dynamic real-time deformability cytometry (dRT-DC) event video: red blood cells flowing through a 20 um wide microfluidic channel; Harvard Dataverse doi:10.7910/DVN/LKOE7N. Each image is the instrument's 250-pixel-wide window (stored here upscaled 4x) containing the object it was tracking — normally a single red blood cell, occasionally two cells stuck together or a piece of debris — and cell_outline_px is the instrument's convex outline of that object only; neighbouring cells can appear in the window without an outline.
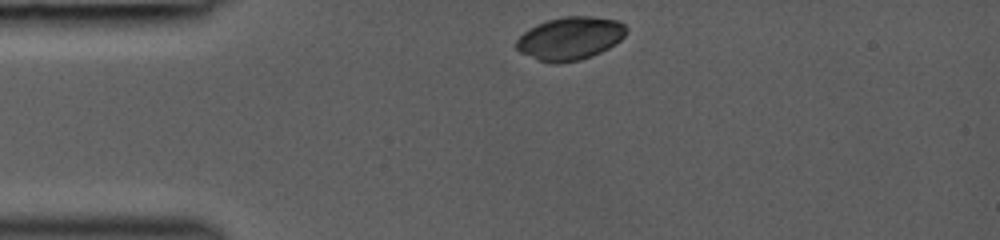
{"species": "common noctule bat (a hibernating species)", "species_latin": "Nyctalus noctula", "temperature_condition": "room temperature", "stored_images_in_passage": 27, "camera_frame_rate_fps": 3000, "um_per_image_px": 0.085, "animal": {"sex": "female", "body_mass_g": 19.0, "forearm_length_mm": 53.3}, "frame": {"image": 1, "passage_image": 1, "time_ms": 0.0, "image_size_px": [1000, 240], "cell_outline_px": [[628, 32], [620, 40], [608, 48], [592, 56], [580, 60], [556, 64], [552, 64], [540, 60], [520, 52], [516, 48], [516, 40], [528, 28], [536, 24], [548, 20], [564, 16], [588, 16], [616, 20], [624, 24], [628, 28]], "centroid_in_image_um": [48.46, 3.26], "position_along_channel_um": 36.5, "area_um2": 27.57}}
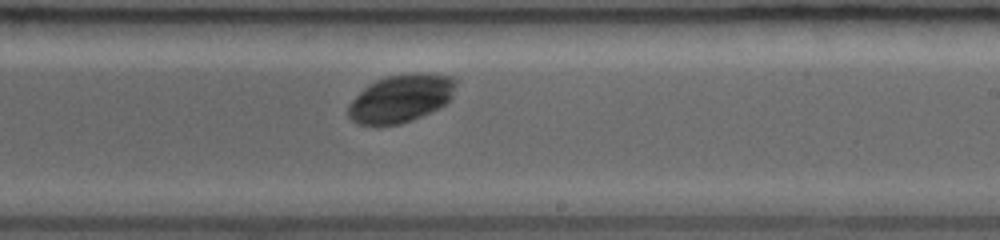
{"frame": {"image": 2, "passage_image": 17, "time_ms": 6.0, "image_size_px": [1000, 240], "cell_outline_px": [[456, 84], [452, 96], [440, 108], [412, 120], [400, 124], [376, 128], [360, 124], [352, 120], [348, 116], [348, 104], [368, 84], [384, 76], [412, 72], [420, 72], [452, 76], [456, 80]], "centroid_in_image_um": [34.05, 8.38], "position_along_channel_um": 255.0, "area_um2": 30.63}}
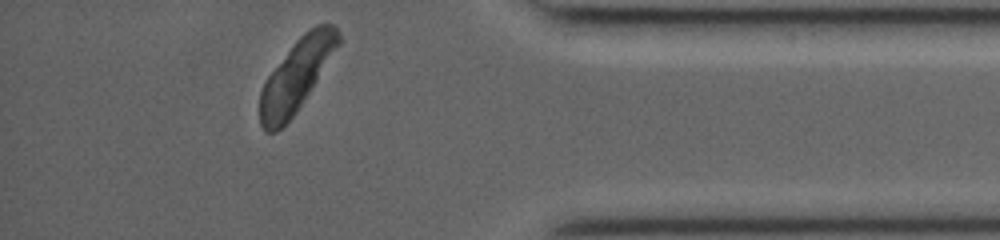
{"frame": {"image": 3, "passage_image": 27, "time_ms": 10.0, "image_size_px": [1000, 240], "cell_outline_px": [[340, 44], [296, 112], [276, 132], [264, 132], [260, 124], [260, 92], [268, 76], [296, 40], [304, 32], [316, 24], [332, 24], [340, 32]], "centroid_in_image_um": [25.2, 6.4], "position_along_channel_um": 410.0, "area_um2": 32.08}}